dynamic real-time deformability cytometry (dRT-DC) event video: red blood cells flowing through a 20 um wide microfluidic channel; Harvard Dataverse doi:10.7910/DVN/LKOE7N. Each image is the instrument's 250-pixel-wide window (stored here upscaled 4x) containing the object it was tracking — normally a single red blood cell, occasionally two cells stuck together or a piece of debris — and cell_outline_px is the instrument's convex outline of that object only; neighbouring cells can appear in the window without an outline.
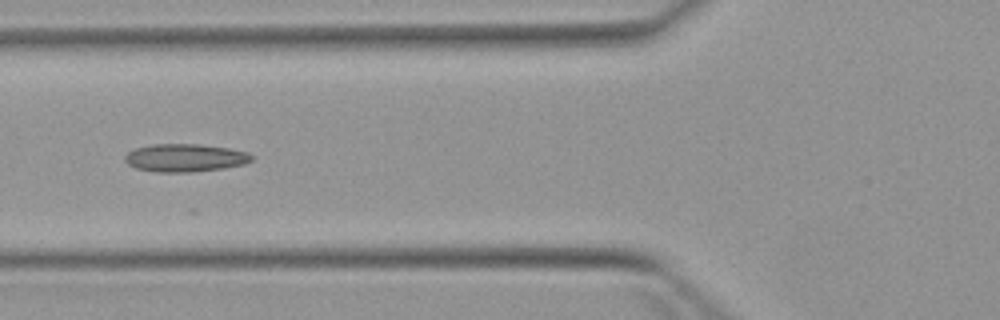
{"species": "Egyptian fruit bat (a non-hibernating species)", "species_latin": "Rousettus aegyptiacus", "temperature_condition": "warm", "stored_images_in_passage": 4, "camera_frame_rate_fps": 3000, "um_per_image_px": 0.085, "animal": {"sex": "female"}, "frame": {"image": 1, "passage_image": 4, "time_ms": 3.333, "image_size_px": [1000, 320], "cell_outline_px": [[252, 160], [244, 164], [224, 168], [192, 172], [156, 172], [136, 168], [128, 164], [124, 160], [124, 156], [128, 152], [136, 148], [152, 144], [200, 144], [228, 148], [248, 152], [252, 156]], "centroid_in_image_um": [15.72, 13.41], "position_along_channel_um": 110.1, "area_um2": 20.63}}